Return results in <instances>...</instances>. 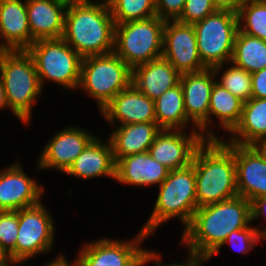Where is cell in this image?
<instances>
[{"mask_svg":"<svg viewBox=\"0 0 266 266\" xmlns=\"http://www.w3.org/2000/svg\"><path fill=\"white\" fill-rule=\"evenodd\" d=\"M0 73L9 110L28 127L35 104L44 92L32 56L27 50L0 51Z\"/></svg>","mask_w":266,"mask_h":266,"instance_id":"5","label":"cell"},{"mask_svg":"<svg viewBox=\"0 0 266 266\" xmlns=\"http://www.w3.org/2000/svg\"><path fill=\"white\" fill-rule=\"evenodd\" d=\"M151 262V249L143 248L126 266H146Z\"/></svg>","mask_w":266,"mask_h":266,"instance_id":"40","label":"cell"},{"mask_svg":"<svg viewBox=\"0 0 266 266\" xmlns=\"http://www.w3.org/2000/svg\"><path fill=\"white\" fill-rule=\"evenodd\" d=\"M112 127L109 140L115 163L129 155L148 152L156 135L161 131L157 122L133 123Z\"/></svg>","mask_w":266,"mask_h":266,"instance_id":"25","label":"cell"},{"mask_svg":"<svg viewBox=\"0 0 266 266\" xmlns=\"http://www.w3.org/2000/svg\"><path fill=\"white\" fill-rule=\"evenodd\" d=\"M165 23L156 15L115 24L114 53L131 69L162 57Z\"/></svg>","mask_w":266,"mask_h":266,"instance_id":"8","label":"cell"},{"mask_svg":"<svg viewBox=\"0 0 266 266\" xmlns=\"http://www.w3.org/2000/svg\"><path fill=\"white\" fill-rule=\"evenodd\" d=\"M72 262V263H71ZM45 266H82L79 260L75 257L72 261H69L65 254L58 253L55 258L45 262Z\"/></svg>","mask_w":266,"mask_h":266,"instance_id":"39","label":"cell"},{"mask_svg":"<svg viewBox=\"0 0 266 266\" xmlns=\"http://www.w3.org/2000/svg\"><path fill=\"white\" fill-rule=\"evenodd\" d=\"M180 77L181 74L163 57L132 69V84L153 101L178 85Z\"/></svg>","mask_w":266,"mask_h":266,"instance_id":"23","label":"cell"},{"mask_svg":"<svg viewBox=\"0 0 266 266\" xmlns=\"http://www.w3.org/2000/svg\"><path fill=\"white\" fill-rule=\"evenodd\" d=\"M198 52L206 68L230 62L238 28L237 12L217 9L203 20L193 24Z\"/></svg>","mask_w":266,"mask_h":266,"instance_id":"9","label":"cell"},{"mask_svg":"<svg viewBox=\"0 0 266 266\" xmlns=\"http://www.w3.org/2000/svg\"><path fill=\"white\" fill-rule=\"evenodd\" d=\"M186 0H155L156 15L161 19L177 20L183 12Z\"/></svg>","mask_w":266,"mask_h":266,"instance_id":"35","label":"cell"},{"mask_svg":"<svg viewBox=\"0 0 266 266\" xmlns=\"http://www.w3.org/2000/svg\"><path fill=\"white\" fill-rule=\"evenodd\" d=\"M19 226L18 211H0V245L15 262V244Z\"/></svg>","mask_w":266,"mask_h":266,"instance_id":"33","label":"cell"},{"mask_svg":"<svg viewBox=\"0 0 266 266\" xmlns=\"http://www.w3.org/2000/svg\"><path fill=\"white\" fill-rule=\"evenodd\" d=\"M170 170L153 159L148 152L129 155L116 162L115 181L122 185L157 187L167 178Z\"/></svg>","mask_w":266,"mask_h":266,"instance_id":"21","label":"cell"},{"mask_svg":"<svg viewBox=\"0 0 266 266\" xmlns=\"http://www.w3.org/2000/svg\"><path fill=\"white\" fill-rule=\"evenodd\" d=\"M99 237L82 243L76 258L82 266H126L150 238L141 229L134 237L125 240Z\"/></svg>","mask_w":266,"mask_h":266,"instance_id":"12","label":"cell"},{"mask_svg":"<svg viewBox=\"0 0 266 266\" xmlns=\"http://www.w3.org/2000/svg\"><path fill=\"white\" fill-rule=\"evenodd\" d=\"M264 136H266V98H250L243 102L241 119L224 141L252 145Z\"/></svg>","mask_w":266,"mask_h":266,"instance_id":"26","label":"cell"},{"mask_svg":"<svg viewBox=\"0 0 266 266\" xmlns=\"http://www.w3.org/2000/svg\"><path fill=\"white\" fill-rule=\"evenodd\" d=\"M62 38L82 58L114 52L115 22L108 1L68 3Z\"/></svg>","mask_w":266,"mask_h":266,"instance_id":"2","label":"cell"},{"mask_svg":"<svg viewBox=\"0 0 266 266\" xmlns=\"http://www.w3.org/2000/svg\"><path fill=\"white\" fill-rule=\"evenodd\" d=\"M251 223V202L236 196L197 208L178 245L208 259L232 231Z\"/></svg>","mask_w":266,"mask_h":266,"instance_id":"1","label":"cell"},{"mask_svg":"<svg viewBox=\"0 0 266 266\" xmlns=\"http://www.w3.org/2000/svg\"><path fill=\"white\" fill-rule=\"evenodd\" d=\"M13 262L10 254L0 245V266H10Z\"/></svg>","mask_w":266,"mask_h":266,"instance_id":"44","label":"cell"},{"mask_svg":"<svg viewBox=\"0 0 266 266\" xmlns=\"http://www.w3.org/2000/svg\"><path fill=\"white\" fill-rule=\"evenodd\" d=\"M115 167L116 163L109 138L103 140L101 136L97 135L64 174L81 178L84 181L102 177L115 180Z\"/></svg>","mask_w":266,"mask_h":266,"instance_id":"19","label":"cell"},{"mask_svg":"<svg viewBox=\"0 0 266 266\" xmlns=\"http://www.w3.org/2000/svg\"><path fill=\"white\" fill-rule=\"evenodd\" d=\"M41 88L56 83L63 89L76 91L80 82L82 57L63 38L40 39L29 46Z\"/></svg>","mask_w":266,"mask_h":266,"instance_id":"7","label":"cell"},{"mask_svg":"<svg viewBox=\"0 0 266 266\" xmlns=\"http://www.w3.org/2000/svg\"><path fill=\"white\" fill-rule=\"evenodd\" d=\"M217 9L211 0H186L183 12L177 21L193 25Z\"/></svg>","mask_w":266,"mask_h":266,"instance_id":"34","label":"cell"},{"mask_svg":"<svg viewBox=\"0 0 266 266\" xmlns=\"http://www.w3.org/2000/svg\"><path fill=\"white\" fill-rule=\"evenodd\" d=\"M252 146L266 160V136L258 139Z\"/></svg>","mask_w":266,"mask_h":266,"instance_id":"42","label":"cell"},{"mask_svg":"<svg viewBox=\"0 0 266 266\" xmlns=\"http://www.w3.org/2000/svg\"><path fill=\"white\" fill-rule=\"evenodd\" d=\"M131 84L132 69L114 52L83 57L77 90L96 102L99 113Z\"/></svg>","mask_w":266,"mask_h":266,"instance_id":"6","label":"cell"},{"mask_svg":"<svg viewBox=\"0 0 266 266\" xmlns=\"http://www.w3.org/2000/svg\"><path fill=\"white\" fill-rule=\"evenodd\" d=\"M242 106V100L232 95L226 88L215 82L210 96L208 140H221V138L224 139L229 135L241 119ZM215 121H218L217 124H219L217 130L226 132H224V135L226 134L224 137L219 136V131L215 132Z\"/></svg>","mask_w":266,"mask_h":266,"instance_id":"24","label":"cell"},{"mask_svg":"<svg viewBox=\"0 0 266 266\" xmlns=\"http://www.w3.org/2000/svg\"><path fill=\"white\" fill-rule=\"evenodd\" d=\"M215 82L213 68L184 73L180 77L187 118L205 140H208L210 96Z\"/></svg>","mask_w":266,"mask_h":266,"instance_id":"16","label":"cell"},{"mask_svg":"<svg viewBox=\"0 0 266 266\" xmlns=\"http://www.w3.org/2000/svg\"><path fill=\"white\" fill-rule=\"evenodd\" d=\"M55 132L36 159L35 167L39 172L51 169L64 174L97 136L92 131L76 125H67Z\"/></svg>","mask_w":266,"mask_h":266,"instance_id":"11","label":"cell"},{"mask_svg":"<svg viewBox=\"0 0 266 266\" xmlns=\"http://www.w3.org/2000/svg\"><path fill=\"white\" fill-rule=\"evenodd\" d=\"M160 251L151 250V262L153 266H203L209 262V260L203 256L197 255L192 251L187 252L186 259L183 261H174L172 263H164L162 261V255ZM205 263V264H204Z\"/></svg>","mask_w":266,"mask_h":266,"instance_id":"36","label":"cell"},{"mask_svg":"<svg viewBox=\"0 0 266 266\" xmlns=\"http://www.w3.org/2000/svg\"><path fill=\"white\" fill-rule=\"evenodd\" d=\"M204 141L198 130L161 129L148 153L170 171L182 169L192 163L195 151Z\"/></svg>","mask_w":266,"mask_h":266,"instance_id":"15","label":"cell"},{"mask_svg":"<svg viewBox=\"0 0 266 266\" xmlns=\"http://www.w3.org/2000/svg\"><path fill=\"white\" fill-rule=\"evenodd\" d=\"M227 68H226V67ZM216 82L243 102L251 98V73L233 64L231 61L213 68Z\"/></svg>","mask_w":266,"mask_h":266,"instance_id":"29","label":"cell"},{"mask_svg":"<svg viewBox=\"0 0 266 266\" xmlns=\"http://www.w3.org/2000/svg\"><path fill=\"white\" fill-rule=\"evenodd\" d=\"M154 104L156 122L161 129L198 130L187 118L180 83L165 91Z\"/></svg>","mask_w":266,"mask_h":266,"instance_id":"27","label":"cell"},{"mask_svg":"<svg viewBox=\"0 0 266 266\" xmlns=\"http://www.w3.org/2000/svg\"><path fill=\"white\" fill-rule=\"evenodd\" d=\"M66 3H74V2H80V1H85V0H62Z\"/></svg>","mask_w":266,"mask_h":266,"instance_id":"46","label":"cell"},{"mask_svg":"<svg viewBox=\"0 0 266 266\" xmlns=\"http://www.w3.org/2000/svg\"><path fill=\"white\" fill-rule=\"evenodd\" d=\"M262 218H264L263 221L265 222V226L264 222H261V225L258 224L259 227L255 226V228L262 236H264L266 234V195L255 198L251 201V222L257 221V219L262 220Z\"/></svg>","mask_w":266,"mask_h":266,"instance_id":"37","label":"cell"},{"mask_svg":"<svg viewBox=\"0 0 266 266\" xmlns=\"http://www.w3.org/2000/svg\"><path fill=\"white\" fill-rule=\"evenodd\" d=\"M115 24L156 16L155 0H107Z\"/></svg>","mask_w":266,"mask_h":266,"instance_id":"31","label":"cell"},{"mask_svg":"<svg viewBox=\"0 0 266 266\" xmlns=\"http://www.w3.org/2000/svg\"><path fill=\"white\" fill-rule=\"evenodd\" d=\"M31 44L27 0H0V51L27 50Z\"/></svg>","mask_w":266,"mask_h":266,"instance_id":"20","label":"cell"},{"mask_svg":"<svg viewBox=\"0 0 266 266\" xmlns=\"http://www.w3.org/2000/svg\"><path fill=\"white\" fill-rule=\"evenodd\" d=\"M153 210L141 230L152 237L163 223L177 219L184 229L197 210L196 176L194 166L171 170L158 187Z\"/></svg>","mask_w":266,"mask_h":266,"instance_id":"4","label":"cell"},{"mask_svg":"<svg viewBox=\"0 0 266 266\" xmlns=\"http://www.w3.org/2000/svg\"><path fill=\"white\" fill-rule=\"evenodd\" d=\"M251 223L248 227L232 231L224 240L222 245L208 258L210 260L214 255L220 254L222 247L227 244L230 245L233 251L241 253L246 256L252 252L256 245L263 242V236L257 231L255 226Z\"/></svg>","mask_w":266,"mask_h":266,"instance_id":"32","label":"cell"},{"mask_svg":"<svg viewBox=\"0 0 266 266\" xmlns=\"http://www.w3.org/2000/svg\"><path fill=\"white\" fill-rule=\"evenodd\" d=\"M162 57L168 60L180 74L206 69L198 52L193 25L177 20H167L165 23Z\"/></svg>","mask_w":266,"mask_h":266,"instance_id":"13","label":"cell"},{"mask_svg":"<svg viewBox=\"0 0 266 266\" xmlns=\"http://www.w3.org/2000/svg\"><path fill=\"white\" fill-rule=\"evenodd\" d=\"M99 115L109 126L156 122L154 101L133 84L120 91Z\"/></svg>","mask_w":266,"mask_h":266,"instance_id":"17","label":"cell"},{"mask_svg":"<svg viewBox=\"0 0 266 266\" xmlns=\"http://www.w3.org/2000/svg\"><path fill=\"white\" fill-rule=\"evenodd\" d=\"M51 213L43 201L19 210L15 261L27 262L53 252L56 226Z\"/></svg>","mask_w":266,"mask_h":266,"instance_id":"10","label":"cell"},{"mask_svg":"<svg viewBox=\"0 0 266 266\" xmlns=\"http://www.w3.org/2000/svg\"><path fill=\"white\" fill-rule=\"evenodd\" d=\"M231 62L251 74L266 68V41L238 30Z\"/></svg>","mask_w":266,"mask_h":266,"instance_id":"28","label":"cell"},{"mask_svg":"<svg viewBox=\"0 0 266 266\" xmlns=\"http://www.w3.org/2000/svg\"><path fill=\"white\" fill-rule=\"evenodd\" d=\"M218 9H228L237 12L245 0H211Z\"/></svg>","mask_w":266,"mask_h":266,"instance_id":"41","label":"cell"},{"mask_svg":"<svg viewBox=\"0 0 266 266\" xmlns=\"http://www.w3.org/2000/svg\"><path fill=\"white\" fill-rule=\"evenodd\" d=\"M67 6L62 0H27L32 44L40 39L62 38Z\"/></svg>","mask_w":266,"mask_h":266,"instance_id":"22","label":"cell"},{"mask_svg":"<svg viewBox=\"0 0 266 266\" xmlns=\"http://www.w3.org/2000/svg\"><path fill=\"white\" fill-rule=\"evenodd\" d=\"M238 196L249 202L266 195V160L252 145L235 144Z\"/></svg>","mask_w":266,"mask_h":266,"instance_id":"18","label":"cell"},{"mask_svg":"<svg viewBox=\"0 0 266 266\" xmlns=\"http://www.w3.org/2000/svg\"><path fill=\"white\" fill-rule=\"evenodd\" d=\"M23 263H27V262H23V261H15L13 262L10 266H26L25 264ZM27 266H33L31 263L30 265H27ZM43 266H45V264H43Z\"/></svg>","mask_w":266,"mask_h":266,"instance_id":"45","label":"cell"},{"mask_svg":"<svg viewBox=\"0 0 266 266\" xmlns=\"http://www.w3.org/2000/svg\"><path fill=\"white\" fill-rule=\"evenodd\" d=\"M191 164L196 176L198 208L238 196L234 143L205 140L195 151Z\"/></svg>","mask_w":266,"mask_h":266,"instance_id":"3","label":"cell"},{"mask_svg":"<svg viewBox=\"0 0 266 266\" xmlns=\"http://www.w3.org/2000/svg\"><path fill=\"white\" fill-rule=\"evenodd\" d=\"M19 161L0 170V211H18L38 204L45 196L43 183L27 174Z\"/></svg>","mask_w":266,"mask_h":266,"instance_id":"14","label":"cell"},{"mask_svg":"<svg viewBox=\"0 0 266 266\" xmlns=\"http://www.w3.org/2000/svg\"><path fill=\"white\" fill-rule=\"evenodd\" d=\"M263 242H266V234L263 236Z\"/></svg>","mask_w":266,"mask_h":266,"instance_id":"47","label":"cell"},{"mask_svg":"<svg viewBox=\"0 0 266 266\" xmlns=\"http://www.w3.org/2000/svg\"><path fill=\"white\" fill-rule=\"evenodd\" d=\"M9 110V106L7 103V99H6V93H5V88H4V83H3V79L0 73V111L1 110Z\"/></svg>","mask_w":266,"mask_h":266,"instance_id":"43","label":"cell"},{"mask_svg":"<svg viewBox=\"0 0 266 266\" xmlns=\"http://www.w3.org/2000/svg\"><path fill=\"white\" fill-rule=\"evenodd\" d=\"M239 31L266 41V3L245 0L237 11Z\"/></svg>","mask_w":266,"mask_h":266,"instance_id":"30","label":"cell"},{"mask_svg":"<svg viewBox=\"0 0 266 266\" xmlns=\"http://www.w3.org/2000/svg\"><path fill=\"white\" fill-rule=\"evenodd\" d=\"M252 93L251 98H266V68L251 74Z\"/></svg>","mask_w":266,"mask_h":266,"instance_id":"38","label":"cell"}]
</instances>
